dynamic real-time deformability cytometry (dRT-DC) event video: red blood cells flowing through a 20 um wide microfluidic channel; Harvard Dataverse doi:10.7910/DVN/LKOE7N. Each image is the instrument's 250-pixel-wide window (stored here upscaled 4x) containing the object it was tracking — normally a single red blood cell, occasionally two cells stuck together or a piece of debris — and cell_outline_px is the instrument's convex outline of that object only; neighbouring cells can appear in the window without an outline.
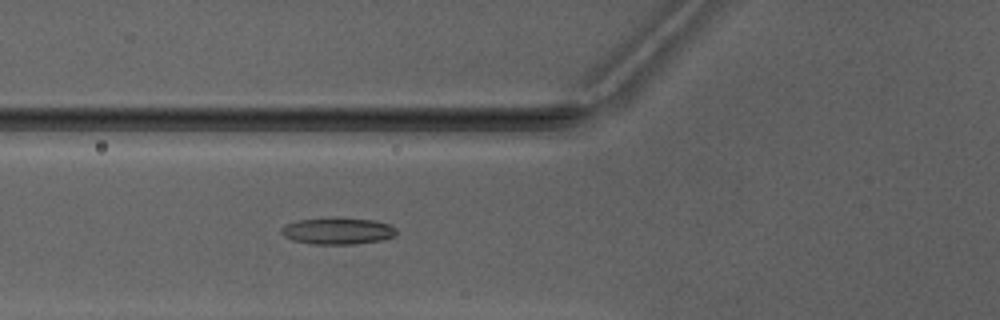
{"species": "Egyptian fruit bat (a non-hibernating species)", "species_latin": "Rousettus aegyptiacus", "temperature_condition": "warm", "stored_images_in_passage": 6, "camera_frame_rate_fps": 3000, "um_per_image_px": 0.085, "animal": {"sex": "male"}, "frame": {"image": 1, "passage_image": 6, "time_ms": 6.0, "image_size_px": [1000, 320], "cell_outline_px": [[396, 232], [392, 236], [380, 240], [356, 244], [312, 244], [292, 240], [284, 236], [280, 232], [280, 228], [284, 224], [300, 220], [332, 216], [336, 216], [376, 220], [392, 224], [396, 228]], "centroid_in_image_um": [28.68, 19.6], "position_along_channel_um": 97.1, "area_um2": 18.38}}